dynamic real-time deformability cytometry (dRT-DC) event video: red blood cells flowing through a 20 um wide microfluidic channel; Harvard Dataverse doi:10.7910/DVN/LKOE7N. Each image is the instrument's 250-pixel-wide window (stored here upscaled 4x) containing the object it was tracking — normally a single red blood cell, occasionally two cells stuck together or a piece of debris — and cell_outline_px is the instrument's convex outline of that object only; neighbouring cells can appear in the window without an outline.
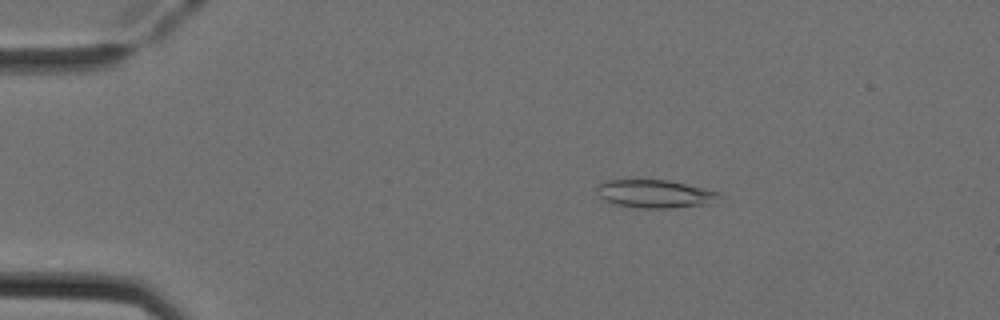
{"species": "Egyptian fruit bat (a non-hibernating species)", "species_latin": "Rousettus aegyptiacus", "temperature_condition": "cold", "stored_images_in_passage": 51, "camera_frame_rate_fps": 3000, "um_per_image_px": 0.085, "animal": {"sex": "female"}, "frame": {"image": 1, "passage_image": 9, "time_ms": 2.667, "image_size_px": [1000, 320], "cell_outline_px": [[720, 196], [708, 204], [672, 208], [640, 208], [616, 204], [604, 200], [600, 196], [596, 188], [596, 184], [604, 180], [668, 180], [704, 188], [720, 192]], "centroid_in_image_um": [55.63, 16.47], "position_along_channel_um": 29.4, "area_um2": 19.94}}
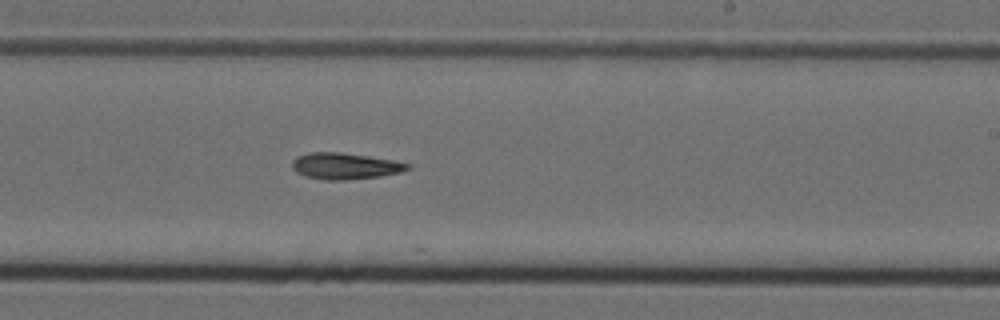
{"frame": {"image": 2, "passage_image": 31, "time_ms": 10.0, "image_size_px": [1000, 320], "cell_outline_px": [[412, 168], [400, 172], [380, 176], [344, 180], [328, 180], [308, 176], [296, 172], [292, 168], [292, 160], [296, 156], [308, 152], [340, 152], [368, 156], [392, 160], [412, 164]], "centroid_in_image_um": [29.33, 14.1], "position_along_channel_um": 259.7, "area_um2": 17.69}}
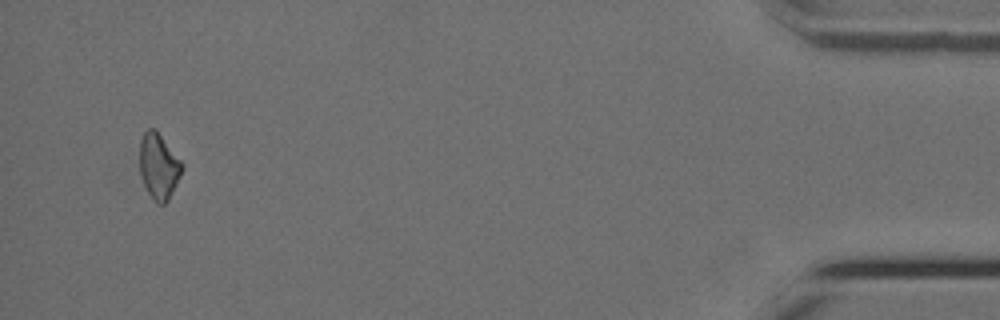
{"frame": {"image": 3, "passage_image": 49, "time_ms": 16.0, "image_size_px": [1000, 320], "cell_outline_px": [[184, 168], [168, 200], [164, 204], [156, 204], [152, 200], [140, 176], [140, 140], [144, 132], [148, 128], [156, 128], [184, 164]], "centroid_in_image_um": [13.49, 14.12], "position_along_channel_um": 421.7, "area_um2": 16.42}}